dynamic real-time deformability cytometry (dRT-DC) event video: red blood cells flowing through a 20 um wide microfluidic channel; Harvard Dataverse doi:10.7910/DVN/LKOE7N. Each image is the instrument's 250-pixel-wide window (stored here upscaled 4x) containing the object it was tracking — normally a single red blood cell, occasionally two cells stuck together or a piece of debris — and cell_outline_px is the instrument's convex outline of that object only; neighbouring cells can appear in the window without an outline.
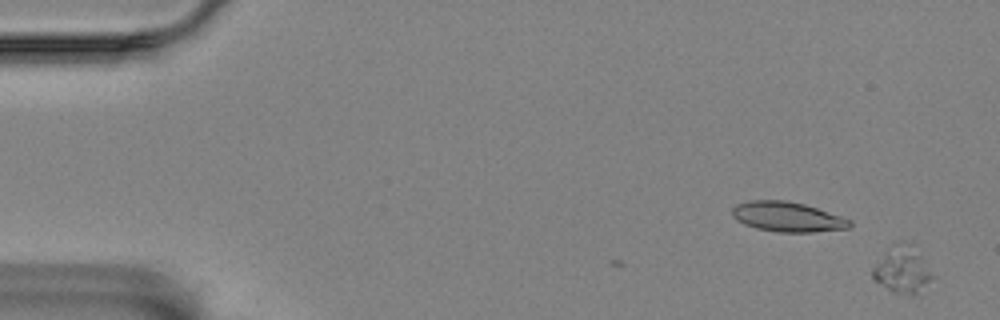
{"species": "Egyptian fruit bat (a non-hibernating species)", "species_latin": "Rousettus aegyptiacus", "temperature_condition": "room temperature", "stored_images_in_passage": 52, "camera_frame_rate_fps": 3000, "um_per_image_px": 0.085, "animal": {"sex": "female"}, "frame": {"image": 1, "passage_image": 2, "time_ms": 0.333, "image_size_px": [1000, 320], "cell_outline_px": [[932, 276], [920, 296], [912, 296], [896, 292], [872, 280], [872, 268], [896, 244], [908, 240], [912, 244]], "centroid_in_image_um": [76.7, 23.0], "position_along_channel_um": 8.3, "area_um2": 15.55}}
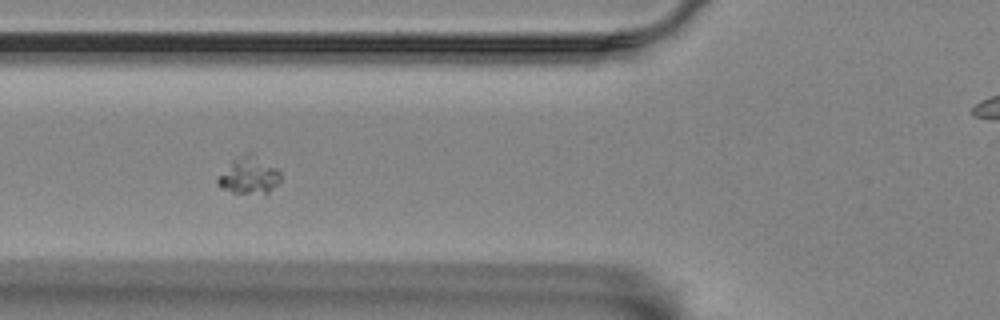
{"frame": {"image": 2, "passage_image": 23, "time_ms": 7.333, "image_size_px": [1000, 320], "cell_outline_px": [[280, 180], [268, 192], [232, 192], [220, 188], [216, 184], [216, 180], [232, 160], [244, 152], [252, 152], [276, 168], [280, 172]], "centroid_in_image_um": [21.14, 14.87], "position_along_channel_um": 104.7, "area_um2": 13.29}}
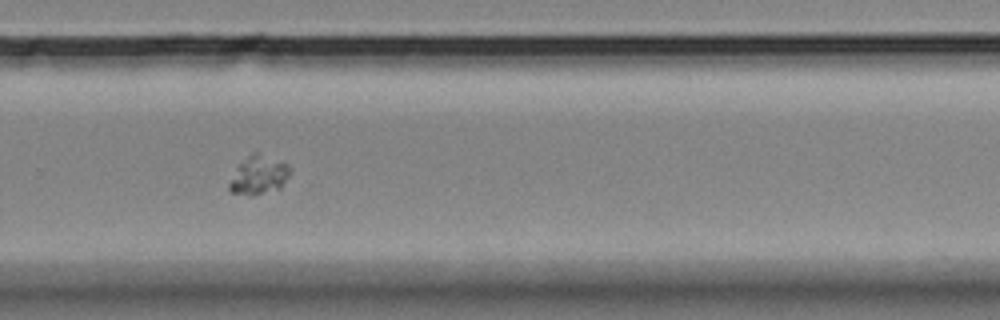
{"frame": {"image": 3, "passage_image": 41, "time_ms": 13.333, "image_size_px": [1000, 320], "cell_outline_px": [[292, 172], [280, 188], [256, 196], [248, 196], [232, 192], [228, 188], [228, 184], [236, 168], [248, 156], [256, 152], [288, 164], [292, 168]], "centroid_in_image_um": [22.01, 14.92], "position_along_channel_um": 307.8, "area_um2": 13.7}}